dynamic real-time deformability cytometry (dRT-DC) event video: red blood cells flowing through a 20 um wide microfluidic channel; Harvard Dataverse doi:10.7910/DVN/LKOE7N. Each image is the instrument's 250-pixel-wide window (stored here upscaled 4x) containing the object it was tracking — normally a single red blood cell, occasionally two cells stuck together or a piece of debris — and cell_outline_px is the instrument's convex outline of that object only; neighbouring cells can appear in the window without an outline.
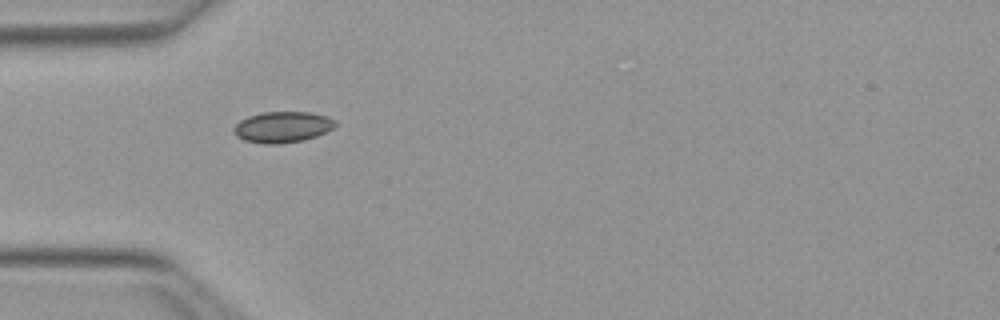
{"species": "Egyptian fruit bat (a non-hibernating species)", "species_latin": "Rousettus aegyptiacus", "temperature_condition": "warm", "stored_images_in_passage": 10, "camera_frame_rate_fps": 3000, "um_per_image_px": 0.085, "animal": {"sex": "female"}, "frame": {"image": 1, "passage_image": 1, "time_ms": 0.0, "image_size_px": [1000, 320], "cell_outline_px": [[336, 124], [332, 128], [316, 136], [304, 140], [276, 144], [264, 144], [244, 140], [236, 136], [232, 132], [232, 128], [240, 120], [248, 116], [264, 112], [312, 112], [328, 116], [336, 120]], "centroid_in_image_um": [23.99, 10.79], "position_along_channel_um": 61.0, "area_um2": 18.44}}
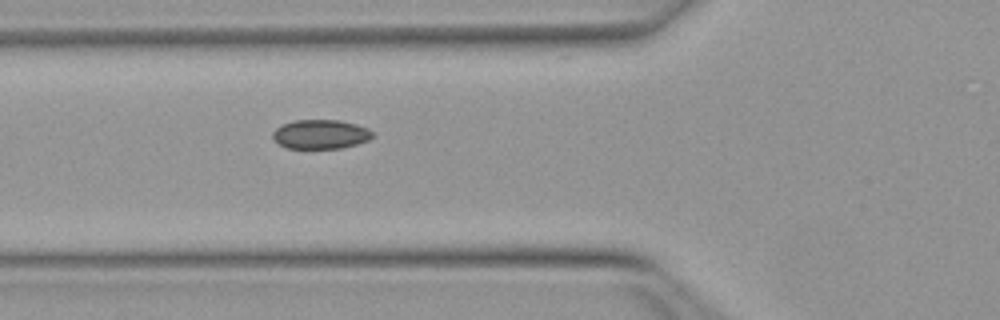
{"frame": {"image": 2, "passage_image": 4, "time_ms": 1.0, "image_size_px": [1000, 320], "cell_outline_px": [[372, 136], [368, 140], [356, 144], [340, 148], [288, 148], [280, 144], [272, 136], [272, 132], [276, 128], [292, 120], [340, 120], [356, 124], [368, 128], [372, 132]], "centroid_in_image_um": [27.25, 11.4], "position_along_channel_um": 98.6, "area_um2": 16.82}}
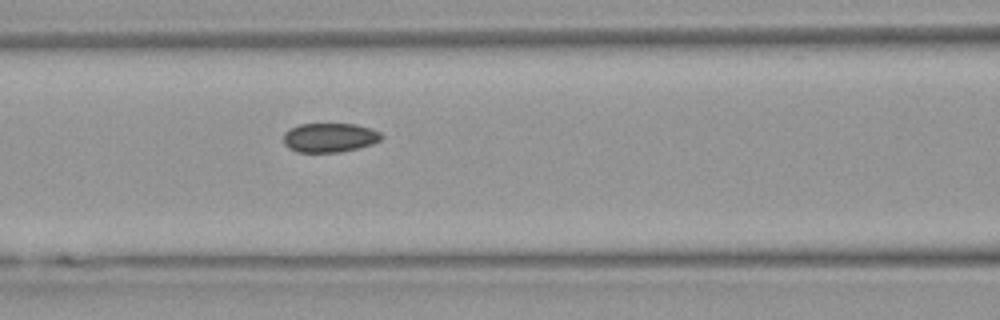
{"frame": {"image": 3, "passage_image": 7, "time_ms": 2.0, "image_size_px": [1000, 320], "cell_outline_px": [[384, 136], [380, 140], [372, 144], [360, 148], [340, 152], [296, 152], [288, 148], [284, 144], [284, 132], [288, 128], [300, 124], [356, 124], [372, 128], [380, 132]], "centroid_in_image_um": [28.02, 11.69], "position_along_channel_um": 138.6, "area_um2": 16.94}}